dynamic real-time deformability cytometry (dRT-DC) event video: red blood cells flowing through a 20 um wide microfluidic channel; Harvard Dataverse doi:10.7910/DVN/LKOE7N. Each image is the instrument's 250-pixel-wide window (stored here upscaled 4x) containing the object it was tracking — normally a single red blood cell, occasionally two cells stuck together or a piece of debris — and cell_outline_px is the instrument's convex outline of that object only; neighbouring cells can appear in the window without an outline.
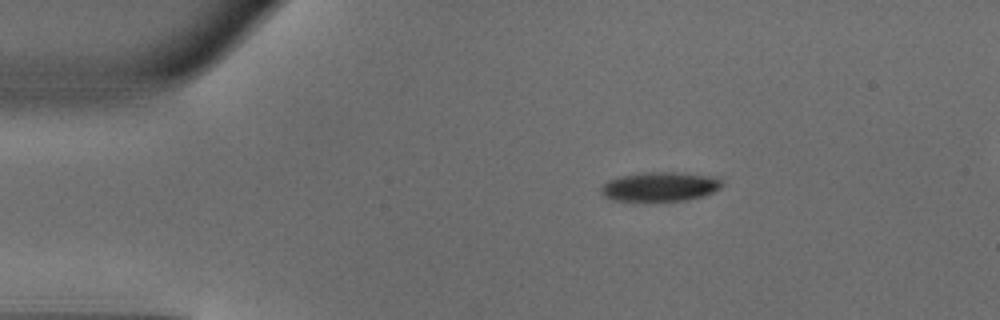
{"species": "common noctule bat (a hibernating species)", "species_latin": "Nyctalus noctula", "temperature_condition": "warm", "stored_images_in_passage": 41, "camera_frame_rate_fps": 3000, "um_per_image_px": 0.085, "animal": {"sex": "male", "body_mass_g": 18.8}, "frame": {"image": 1, "passage_image": 1, "time_ms": 0.0, "image_size_px": [1000, 320], "cell_outline_px": [[724, 184], [720, 188], [704, 196], [680, 200], [612, 200], [604, 196], [600, 192], [600, 188], [608, 180], [620, 176], [644, 172], [672, 172], [720, 176]], "centroid_in_image_um": [56.14, 15.84], "position_along_channel_um": 28.9, "area_um2": 20.63}}
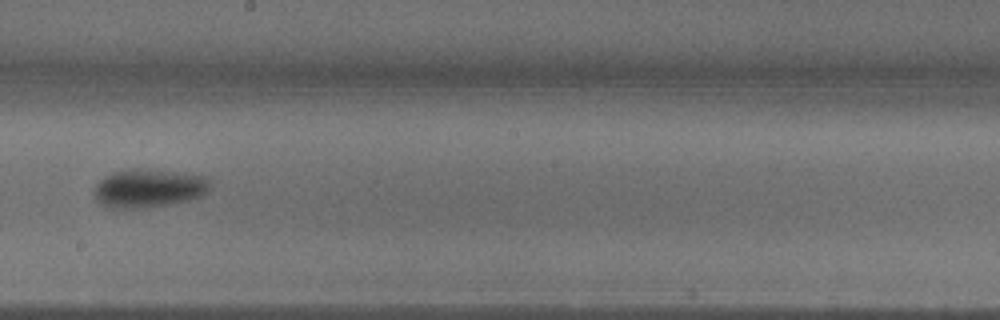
{"frame": {"image": 2, "passage_image": 20, "time_ms": 6.333, "image_size_px": [1000, 320], "cell_outline_px": [[212, 184], [208, 192], [200, 196], [188, 200], [168, 204], [144, 208], [104, 208], [96, 200], [96, 184], [104, 176], [112, 172], [136, 168], [148, 168], [208, 176], [212, 180]], "centroid_in_image_um": [12.68, 15.99], "position_along_channel_um": 235.5, "area_um2": 26.41}}
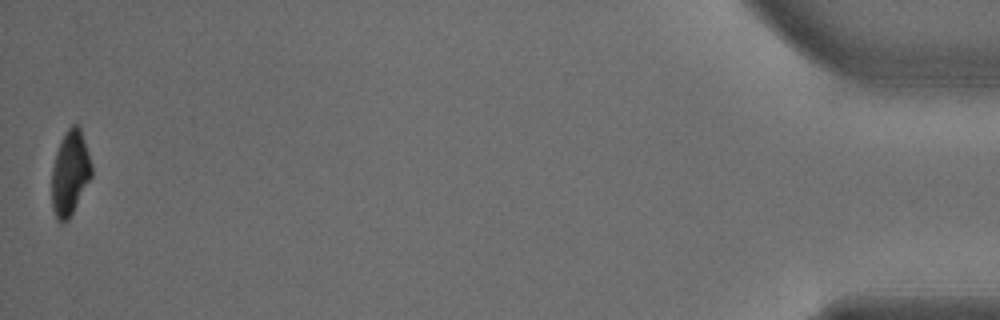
{"frame": {"image": 3, "passage_image": 41, "time_ms": 13.333, "image_size_px": [1000, 320], "cell_outline_px": [[92, 176], [68, 220], [60, 224], [56, 220], [52, 208], [52, 168], [56, 152], [60, 140], [68, 128], [72, 124], [76, 124], [80, 128], [92, 164]], "centroid_in_image_um": [5.94, 14.72], "position_along_channel_um": 429.3, "area_um2": 19.65}, "authors_computed_cell_mechanics": {"area_um2": 23.3512, "velocity_mm_per_s": 4.1062, "shape_relaxation_time_tau1_ms": 2.0225, "shape_relaxation_time_tau2_ms": null, "deformation_change_tau1": 0.1339, "deformation_change_tau2": null}}